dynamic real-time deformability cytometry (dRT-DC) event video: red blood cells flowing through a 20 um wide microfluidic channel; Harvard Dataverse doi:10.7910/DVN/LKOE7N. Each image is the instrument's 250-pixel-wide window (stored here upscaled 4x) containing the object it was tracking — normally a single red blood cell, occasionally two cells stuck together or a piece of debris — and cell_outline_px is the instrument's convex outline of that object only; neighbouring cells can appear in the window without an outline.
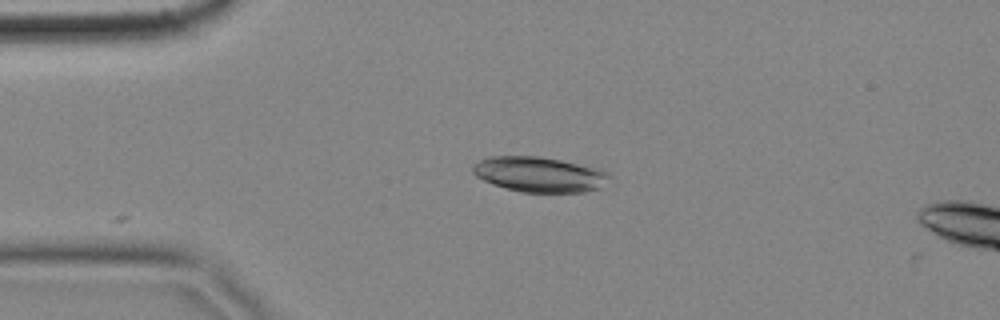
{"species": "common noctule bat (a hibernating species)", "species_latin": "Nyctalus noctula", "temperature_condition": "cold", "stored_images_in_passage": 9, "camera_frame_rate_fps": 3000, "um_per_image_px": 0.085, "animal": {"sex": "female", "body_mass_g": 18.4}, "frame": {"image": 1, "passage_image": 1, "time_ms": 0.0, "image_size_px": [1000, 320], "cell_outline_px": [[608, 176], [600, 188], [584, 192], [520, 192], [492, 184], [476, 176], [472, 172], [472, 164], [488, 156], [540, 156], [600, 168], [608, 172]], "centroid_in_image_um": [45.8, 14.81], "position_along_channel_um": 39.2, "area_um2": 27.98}}